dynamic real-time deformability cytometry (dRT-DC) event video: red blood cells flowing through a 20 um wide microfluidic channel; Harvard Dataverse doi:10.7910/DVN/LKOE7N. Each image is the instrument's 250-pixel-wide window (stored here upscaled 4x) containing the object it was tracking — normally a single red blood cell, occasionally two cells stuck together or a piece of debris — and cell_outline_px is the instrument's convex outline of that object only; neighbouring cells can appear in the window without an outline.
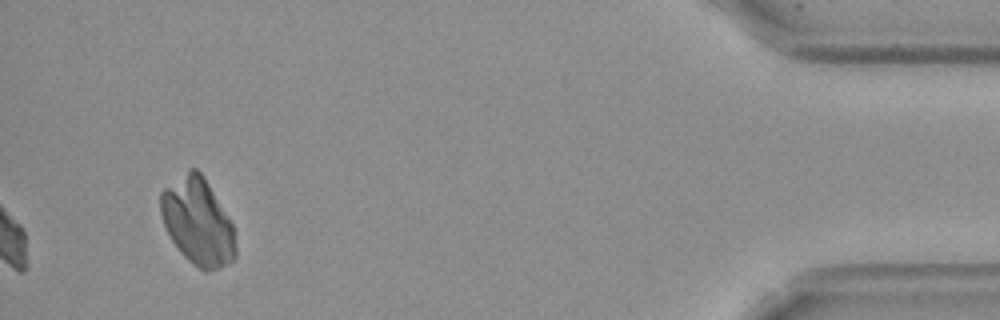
{"species": "Egyptian fruit bat (a non-hibernating species)", "species_latin": "Rousettus aegyptiacus", "temperature_condition": "cold", "stored_images_in_passage": 38, "camera_frame_rate_fps": 3000, "um_per_image_px": 0.085, "frame": {"image": 1, "passage_image": 38, "time_ms": 12.333, "image_size_px": [1000, 320], "cell_outline_px": [[236, 256], [232, 260], [208, 272], [204, 272], [192, 264], [180, 252], [172, 240], [164, 224], [160, 212], [160, 192], [164, 188], [188, 168], [196, 168], [204, 176], [232, 224], [236, 232]], "centroid_in_image_um": [16.8, 18.83], "position_along_channel_um": 418.4, "area_um2": 37.92}}